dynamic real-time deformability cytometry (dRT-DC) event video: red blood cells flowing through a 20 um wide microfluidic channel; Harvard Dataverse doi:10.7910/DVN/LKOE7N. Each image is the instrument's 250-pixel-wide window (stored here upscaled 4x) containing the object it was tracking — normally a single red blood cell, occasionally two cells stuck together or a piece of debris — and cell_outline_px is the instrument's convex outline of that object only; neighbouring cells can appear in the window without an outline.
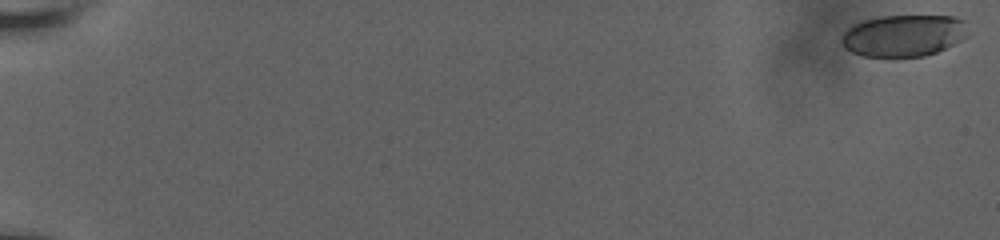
{"species": "human", "species_latin": "Homo sapiens", "temperature_condition": "room temperature", "stored_images_in_passage": 59, "camera_frame_rate_fps": 3000, "um_per_image_px": 0.085, "donor": {"sex": "male"}, "frame": {"image": 1, "passage_image": 1, "time_ms": 0.0, "image_size_px": [1000, 240], "cell_outline_px": [[968, 20], [964, 36], [960, 40], [936, 52], [924, 56], [864, 56], [852, 52], [844, 48], [840, 44], [840, 40], [844, 32], [848, 28], [864, 20], [880, 16], [956, 16]], "centroid_in_image_um": [76.79, 3.01], "position_along_channel_um": 8.2, "area_um2": 30.63}}
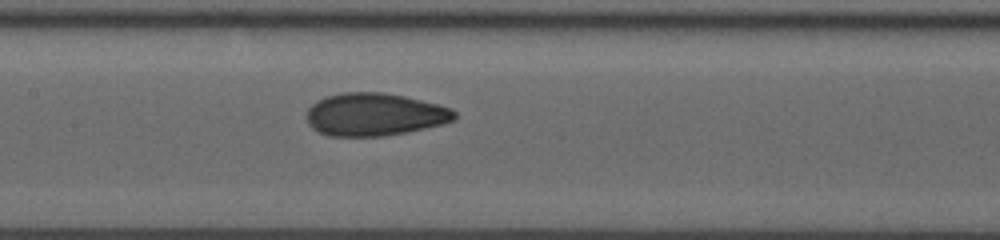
{"frame": {"image": 2, "passage_image": 32, "time_ms": 10.333, "image_size_px": [1000, 240], "cell_outline_px": [[456, 120], [424, 128], [384, 136], [328, 136], [312, 128], [308, 124], [308, 108], [316, 100], [328, 96], [344, 92], [384, 92], [404, 96], [452, 108], [456, 112]], "centroid_in_image_um": [31.83, 9.73], "position_along_channel_um": 175.6, "area_um2": 36.65}}
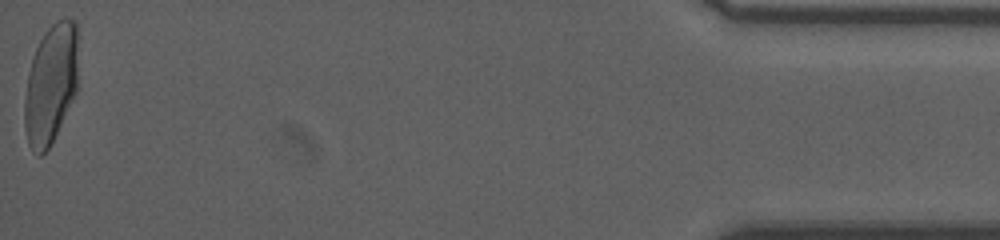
{"frame": {"image": 3, "passage_image": 59, "time_ms": 19.333, "image_size_px": [1000, 240], "cell_outline_px": [[76, 92], [48, 148], [40, 156], [36, 156], [32, 152], [28, 144], [24, 128], [24, 100], [28, 72], [36, 48], [44, 32], [56, 20], [68, 16], [76, 24]], "centroid_in_image_um": [4.27, 7.15], "position_along_channel_um": 430.9, "area_um2": 36.99}, "authors_computed_cell_mechanics": {"area_um2": 35.7782, "velocity_mm_per_s": 3.7841, "shape_relaxation_time_tau1_ms": 5.7312, "shape_relaxation_time_tau2_ms": 0.8958, "deformation_change_tau1": 0.1879, "deformation_change_tau2": 0.0642}}